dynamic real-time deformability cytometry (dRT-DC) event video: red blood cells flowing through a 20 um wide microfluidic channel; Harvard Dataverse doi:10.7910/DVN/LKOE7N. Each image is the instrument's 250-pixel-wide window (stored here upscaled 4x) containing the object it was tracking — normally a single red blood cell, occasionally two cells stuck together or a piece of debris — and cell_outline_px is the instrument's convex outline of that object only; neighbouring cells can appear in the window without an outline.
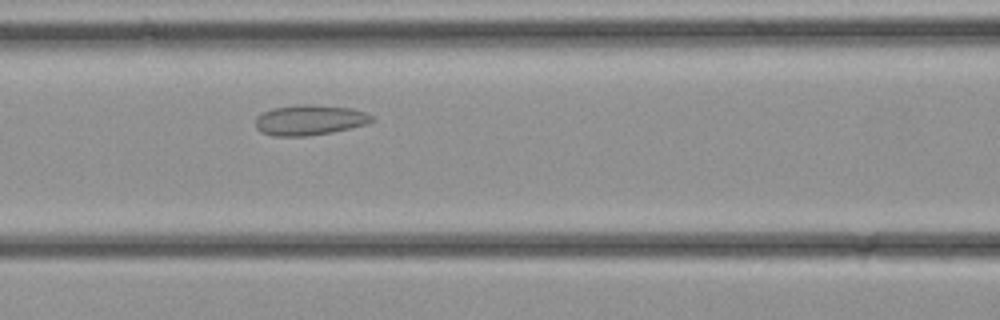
{"species": "common noctule bat (a hibernating species)", "species_latin": "Nyctalus noctula", "temperature_condition": "cold", "stored_images_in_passage": 23, "camera_frame_rate_fps": 3000, "um_per_image_px": 0.085, "animal": {"sex": "female", "body_mass_g": 21.9}, "frame": {"image": 1, "passage_image": 5, "time_ms": 1.333, "image_size_px": [1000, 320], "cell_outline_px": [[376, 120], [368, 124], [332, 132], [308, 136], [272, 136], [260, 132], [256, 128], [256, 116], [272, 108], [300, 104], [308, 104], [352, 108], [364, 112], [372, 116]], "centroid_in_image_um": [26.32, 10.21], "position_along_channel_um": 140.3, "area_um2": 20.69}}
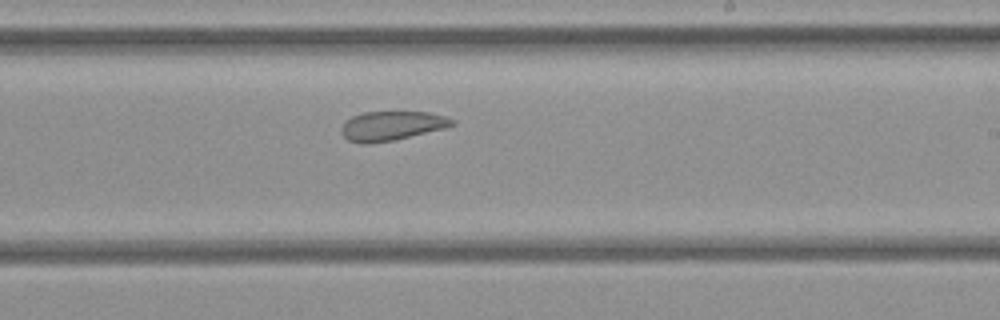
{"frame": {"image": 2, "passage_image": 11, "time_ms": 3.333, "image_size_px": [1000, 320], "cell_outline_px": [[456, 124], [444, 128], [392, 140], [372, 144], [360, 144], [348, 140], [340, 132], [340, 128], [352, 116], [364, 112], [428, 112], [444, 116], [456, 120]], "centroid_in_image_um": [33.28, 10.7], "position_along_channel_um": 255.7, "area_um2": 18.79}}
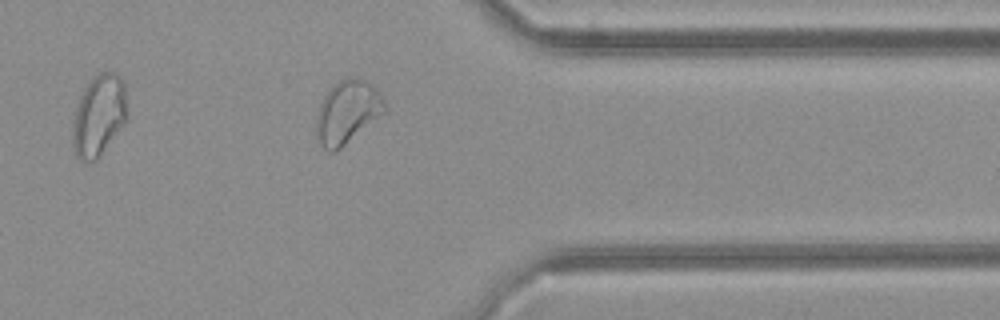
{"frame": {"image": 3, "passage_image": 18, "time_ms": 5.667, "image_size_px": [1000, 320], "cell_outline_px": [[388, 112], [336, 152], [328, 152], [324, 148], [316, 132], [316, 116], [320, 104], [324, 96], [340, 80], [348, 76], [352, 76], [368, 80], [376, 88], [384, 100], [388, 108]], "centroid_in_image_um": [29.59, 9.52], "position_along_channel_um": 381.8, "area_um2": 25.55}}